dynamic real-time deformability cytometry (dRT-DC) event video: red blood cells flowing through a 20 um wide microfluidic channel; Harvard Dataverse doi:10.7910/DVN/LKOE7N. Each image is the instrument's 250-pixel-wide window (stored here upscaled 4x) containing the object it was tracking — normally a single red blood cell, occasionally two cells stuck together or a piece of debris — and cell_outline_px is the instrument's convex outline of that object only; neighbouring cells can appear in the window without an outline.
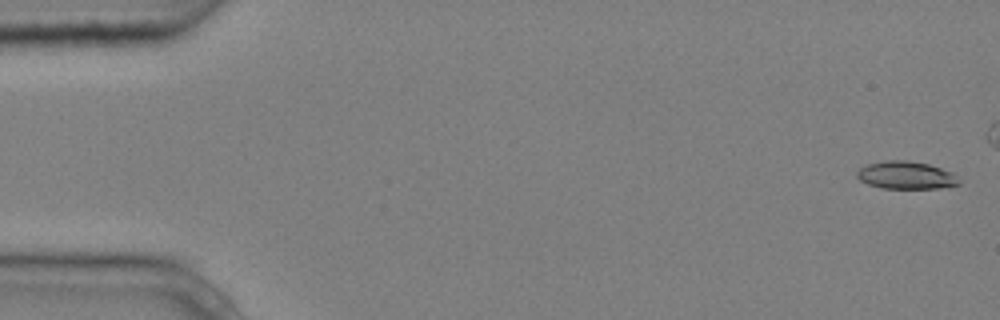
{"species": "common noctule bat (a hibernating species)", "species_latin": "Nyctalus noctula", "temperature_condition": "cold", "stored_images_in_passage": 5, "camera_frame_rate_fps": 3000, "um_per_image_px": 0.085, "animal": {"sex": "male", "body_mass_g": 20.4}, "frame": {"image": 1, "passage_image": 1, "time_ms": 0.0, "image_size_px": [1000, 320], "cell_outline_px": [[960, 184], [940, 188], [880, 188], [868, 184], [860, 180], [856, 176], [856, 172], [860, 168], [868, 164], [884, 160], [908, 160], [928, 164], [952, 172], [960, 180]], "centroid_in_image_um": [77.0, 14.89], "position_along_channel_um": 8.0, "area_um2": 16.47}}
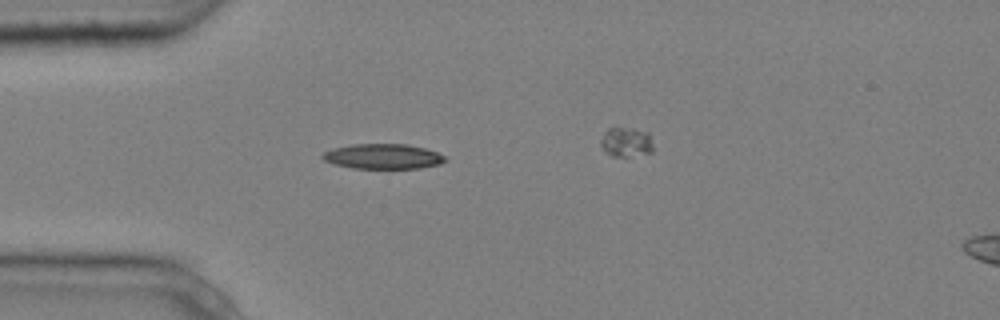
{"frame": {"image": 2, "passage_image": 4, "time_ms": 1.0, "image_size_px": [1000, 320], "cell_outline_px": [[448, 160], [440, 164], [420, 168], [352, 168], [332, 164], [324, 160], [320, 156], [324, 152], [332, 148], [352, 144], [408, 144], [424, 148], [436, 152], [444, 156]], "centroid_in_image_um": [32.53, 13.29], "position_along_channel_um": 52.5, "area_um2": 17.98}}